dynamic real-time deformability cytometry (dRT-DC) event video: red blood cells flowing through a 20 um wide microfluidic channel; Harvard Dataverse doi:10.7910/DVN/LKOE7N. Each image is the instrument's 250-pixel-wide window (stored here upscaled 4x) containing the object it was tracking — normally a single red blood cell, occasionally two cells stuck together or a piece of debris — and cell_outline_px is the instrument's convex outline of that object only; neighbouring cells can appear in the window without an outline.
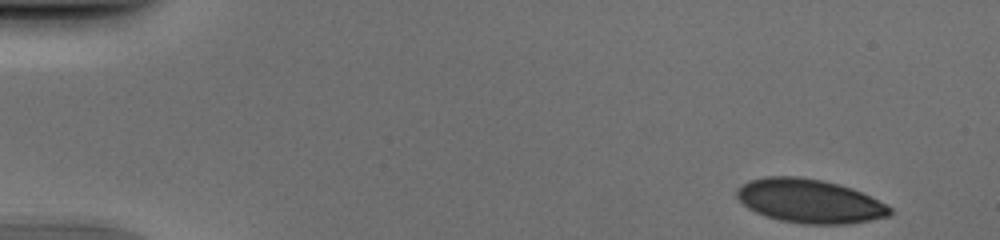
{"species": "human", "species_latin": "Homo sapiens", "temperature_condition": "cold", "stored_images_in_passage": 48, "camera_frame_rate_fps": 3000, "um_per_image_px": 0.085, "donor": {"sex": "male"}, "frame": {"image": 1, "passage_image": 1, "time_ms": 0.0, "image_size_px": [1000, 240], "cell_outline_px": [[892, 212], [888, 216], [848, 224], [804, 224], [780, 220], [756, 212], [748, 208], [736, 196], [736, 188], [748, 180], [764, 176], [800, 176], [840, 184], [852, 188], [888, 204], [892, 208]], "centroid_in_image_um": [68.81, 17.07], "position_along_channel_um": 16.2, "area_um2": 39.19}}
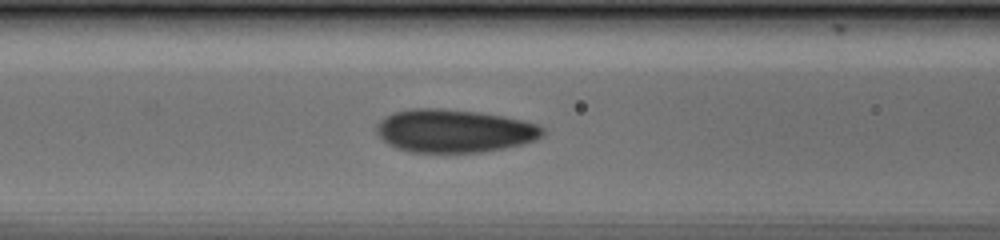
{"frame": {"image": 2, "passage_image": 19, "time_ms": 6.0, "image_size_px": [1000, 240], "cell_outline_px": [[544, 136], [536, 140], [524, 144], [504, 148], [480, 152], [412, 152], [396, 148], [388, 144], [376, 132], [376, 124], [384, 116], [392, 112], [412, 108], [440, 108], [480, 112], [524, 120], [536, 124], [544, 128]], "centroid_in_image_um": [38.61, 11.12], "position_along_channel_um": 128.0, "area_um2": 42.02}}
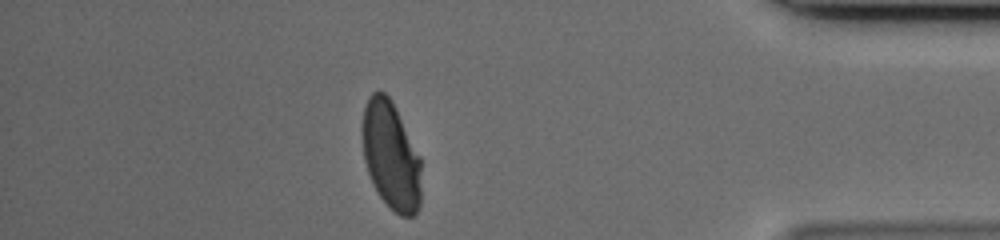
{"frame": {"image": 3, "passage_image": 42, "time_ms": 13.667, "image_size_px": [1000, 240], "cell_outline_px": [[420, 204], [416, 212], [412, 216], [400, 216], [380, 196], [372, 184], [364, 160], [360, 132], [360, 128], [364, 108], [368, 96], [372, 92], [384, 92], [392, 100], [420, 156]], "centroid_in_image_um": [33.19, 13.18], "position_along_channel_um": 402.0, "area_um2": 37.34}}